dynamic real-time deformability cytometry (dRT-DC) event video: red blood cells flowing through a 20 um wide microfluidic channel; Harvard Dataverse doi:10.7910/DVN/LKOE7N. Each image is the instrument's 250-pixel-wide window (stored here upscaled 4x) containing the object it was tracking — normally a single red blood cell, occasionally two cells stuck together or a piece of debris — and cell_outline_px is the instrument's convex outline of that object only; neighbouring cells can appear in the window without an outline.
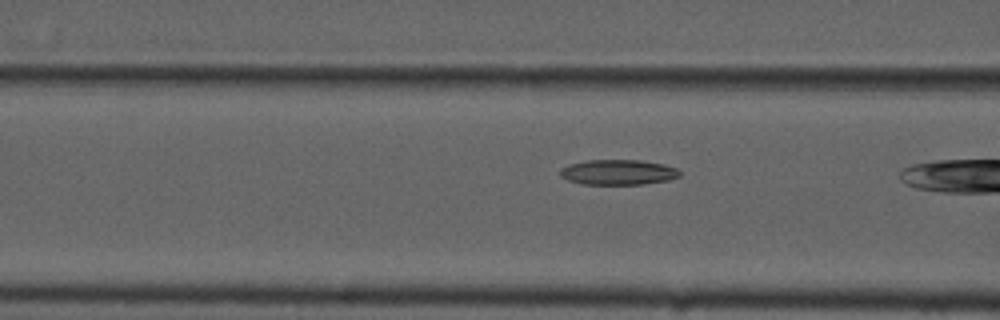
{"species": "common noctule bat (a hibernating species)", "species_latin": "Nyctalus noctula", "temperature_condition": "cold", "stored_images_in_passage": 20, "camera_frame_rate_fps": 3000, "um_per_image_px": 0.085, "animal": {"sex": "male", "forearm_length_mm": 52.5}, "frame": {"image": 1, "passage_image": 19, "time_ms": 6.0, "image_size_px": [1000, 320], "cell_outline_px": [[680, 176], [668, 180], [644, 184], [580, 184], [568, 180], [560, 176], [560, 168], [568, 164], [584, 160], [640, 160], [664, 164], [676, 168], [680, 172]], "centroid_in_image_um": [52.51, 14.63], "position_along_channel_um": 114.1, "area_um2": 17.69}}